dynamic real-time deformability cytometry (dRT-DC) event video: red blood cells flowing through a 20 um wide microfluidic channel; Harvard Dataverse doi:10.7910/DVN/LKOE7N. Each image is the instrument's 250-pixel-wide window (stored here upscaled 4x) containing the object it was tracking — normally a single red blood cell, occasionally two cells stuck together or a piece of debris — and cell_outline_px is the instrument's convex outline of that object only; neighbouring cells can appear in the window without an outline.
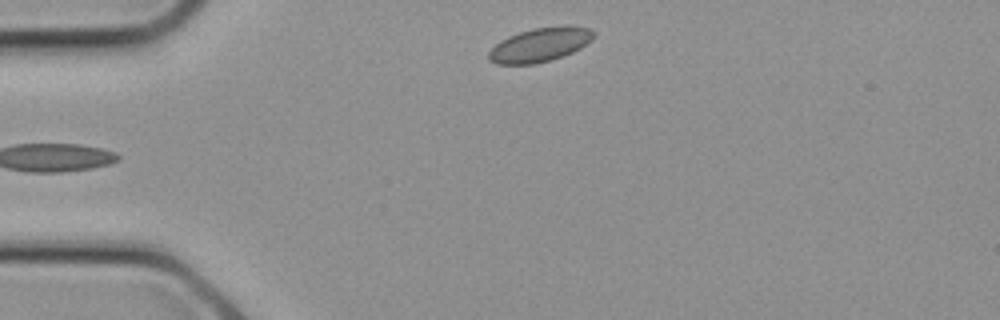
{"species": "common noctule bat (a hibernating species)", "species_latin": "Nyctalus noctula", "temperature_condition": "cold", "stored_images_in_passage": 6, "segment_of_instrument_passage": [2, 2], "camera_frame_rate_fps": 3000, "um_per_image_px": 0.085, "animal": {"sex": "female", "body_mass_g": 21.9}, "frame": {"image": 1, "passage_image": 6, "time_ms": 1.667, "image_size_px": [1000, 320], "cell_outline_px": [[596, 36], [592, 40], [580, 48], [572, 52], [548, 60], [532, 64], [496, 64], [488, 60], [488, 52], [500, 40], [508, 36], [520, 32], [536, 28], [564, 24], [592, 28], [596, 32]], "centroid_in_image_um": [45.93, 3.78], "position_along_channel_um": 39.1, "area_um2": 20.92}}